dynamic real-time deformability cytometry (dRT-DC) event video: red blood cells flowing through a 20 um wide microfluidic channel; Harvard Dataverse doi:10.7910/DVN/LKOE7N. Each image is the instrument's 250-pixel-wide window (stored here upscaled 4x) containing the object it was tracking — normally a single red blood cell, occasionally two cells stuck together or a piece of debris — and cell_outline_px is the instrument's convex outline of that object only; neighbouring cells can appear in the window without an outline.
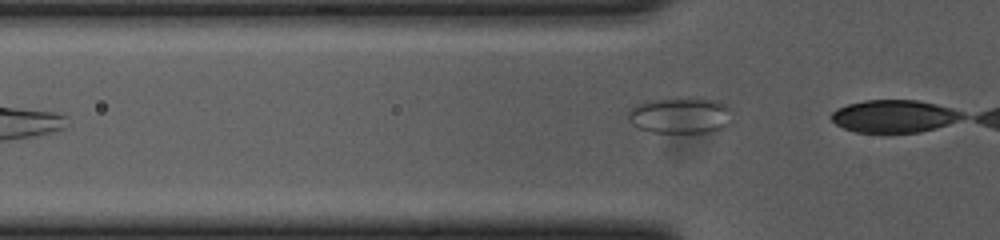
{"species": "common noctule bat (a hibernating species)", "species_latin": "Nyctalus noctula", "temperature_condition": "cold", "stored_images_in_passage": 4, "camera_frame_rate_fps": 3000, "um_per_image_px": 0.085, "animal": {"sex": "female", "body_mass_g": 23.0, "forearm_length_mm": 53.4}, "frame": {"image": 1, "passage_image": 3, "time_ms": 0.667, "image_size_px": [1000, 240], "cell_outline_px": [[732, 124], [728, 128], [712, 132], [652, 132], [640, 128], [632, 124], [628, 120], [628, 112], [636, 104], [644, 100], [676, 96], [700, 96], [720, 100], [728, 104], [732, 108]], "centroid_in_image_um": [57.94, 9.75], "position_along_channel_um": 67.9, "area_um2": 23.41}}